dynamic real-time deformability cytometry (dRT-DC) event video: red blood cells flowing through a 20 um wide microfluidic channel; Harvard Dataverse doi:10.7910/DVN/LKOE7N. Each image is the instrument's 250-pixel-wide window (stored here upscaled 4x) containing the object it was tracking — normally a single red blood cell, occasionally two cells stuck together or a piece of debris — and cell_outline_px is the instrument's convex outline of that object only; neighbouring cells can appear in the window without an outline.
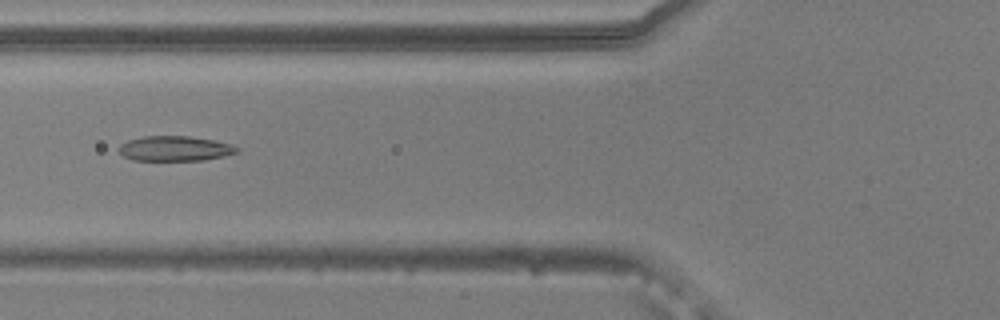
{"species": "common noctule bat (a hibernating species)", "species_latin": "Nyctalus noctula", "temperature_condition": "warm", "stored_images_in_passage": 49, "camera_frame_rate_fps": 3000, "um_per_image_px": 0.085, "animal": {"sex": "male", "body_mass_g": 20.5, "forearm_length_mm": 52.5}, "frame": {"image": 1, "passage_image": 17, "time_ms": 5.333, "image_size_px": [1000, 320], "cell_outline_px": [[240, 148], [236, 152], [224, 156], [204, 160], [132, 160], [124, 156], [116, 148], [120, 144], [128, 140], [144, 136], [188, 136], [216, 140], [232, 144]], "centroid_in_image_um": [14.86, 12.62], "position_along_channel_um": 110.9, "area_um2": 17.28}}
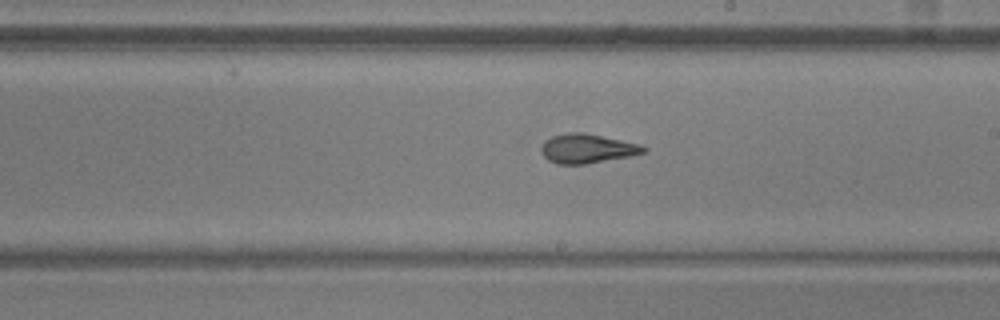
{"frame": {"image": 2, "passage_image": 27, "time_ms": 8.667, "image_size_px": [1000, 320], "cell_outline_px": [[648, 148], [644, 152], [628, 156], [588, 164], [556, 164], [548, 160], [544, 156], [540, 148], [544, 140], [552, 136], [568, 132], [580, 132], [640, 144]], "centroid_in_image_um": [49.86, 12.63], "position_along_channel_um": 239.1, "area_um2": 17.28}}
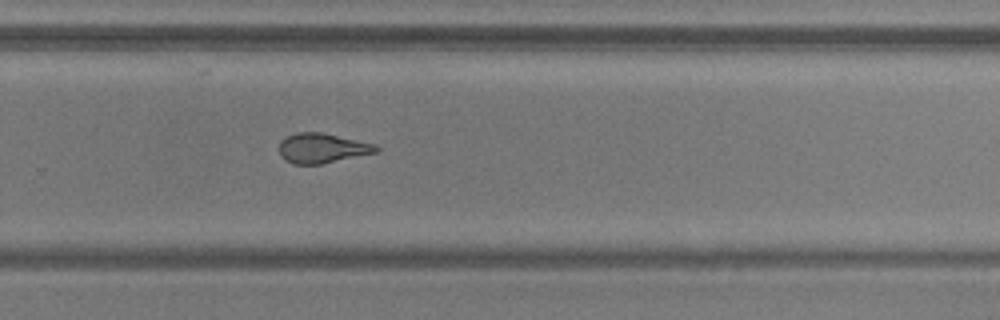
{"frame": {"image": 3, "passage_image": 32, "time_ms": 10.333, "image_size_px": [1000, 320], "cell_outline_px": [[380, 148], [376, 152], [320, 164], [292, 164], [284, 160], [280, 156], [280, 140], [296, 132], [320, 132], [376, 144]], "centroid_in_image_um": [27.35, 12.59], "position_along_channel_um": 302.5, "area_um2": 16.7}, "authors_computed_cell_mechanics": {"area_um2": 18.3226, "velocity_mm_per_s": 3.8234, "shape_relaxation_time_tau1_ms": 6.2222, "shape_relaxation_time_tau2_ms": 2.1285, "deformation_change_tau1": 0.1891, "deformation_change_tau2": 0.105}}